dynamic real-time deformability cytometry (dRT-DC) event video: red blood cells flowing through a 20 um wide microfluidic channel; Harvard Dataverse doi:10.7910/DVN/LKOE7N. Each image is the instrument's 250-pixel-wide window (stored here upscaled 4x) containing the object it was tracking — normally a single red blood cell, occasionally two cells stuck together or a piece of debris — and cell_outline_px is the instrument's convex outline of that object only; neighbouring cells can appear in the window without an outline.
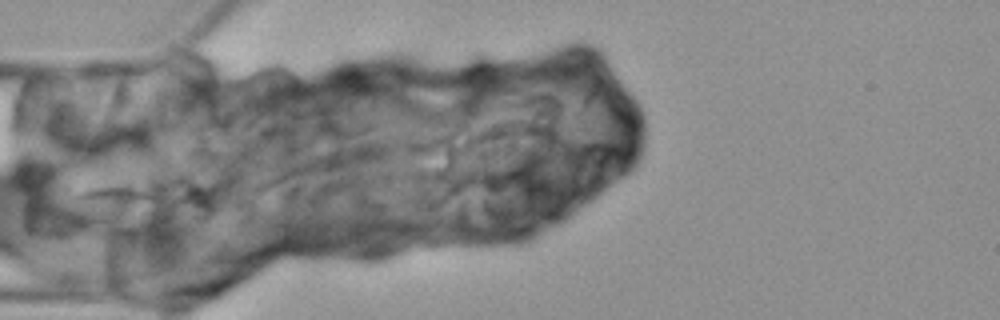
{"species": "Egyptian fruit bat (a non-hibernating species)", "species_latin": "Rousettus aegyptiacus", "temperature_condition": "cold", "stored_images_in_passage": 2, "camera_frame_rate_fps": 3000, "um_per_image_px": 0.085, "animal": {"sex": "female"}, "frame": {"image": 1, "passage_image": 2, "time_ms": 1.0, "image_size_px": [1000, 320], "cell_outline_px": [[212, 216], [208, 220], [88, 220], [80, 216], [64, 200], [72, 192], [80, 188], [92, 184], [120, 180], [128, 180], [192, 184], [200, 188], [212, 208]], "centroid_in_image_um": [11.92, 17.13], "position_along_channel_um": 73.1, "area_um2": 35.95}}